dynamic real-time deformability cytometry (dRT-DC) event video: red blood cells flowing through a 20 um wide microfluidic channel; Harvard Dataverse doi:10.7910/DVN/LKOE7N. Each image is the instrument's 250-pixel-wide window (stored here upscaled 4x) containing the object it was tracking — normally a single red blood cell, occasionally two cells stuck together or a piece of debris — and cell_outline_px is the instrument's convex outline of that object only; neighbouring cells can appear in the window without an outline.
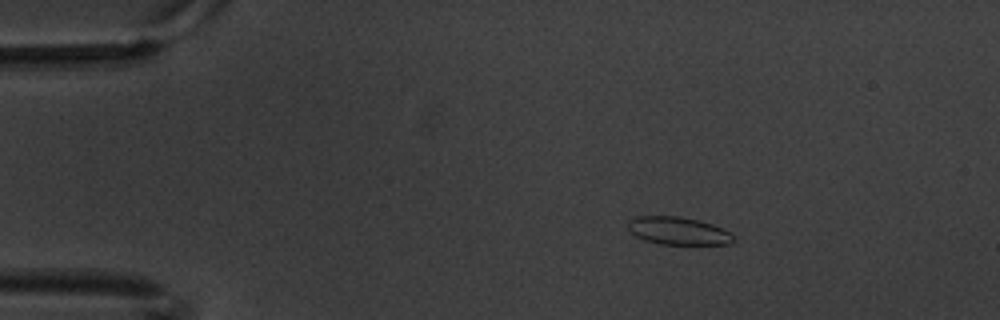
{"species": "common noctule bat (a hibernating species)", "species_latin": "Nyctalus noctula", "temperature_condition": "warm", "stored_images_in_passage": 4, "camera_frame_rate_fps": 3000, "um_per_image_px": 0.085, "animal": {"sex": "male", "body_mass_g": 20.1, "forearm_length_mm": 53.5}, "frame": {"image": 1, "passage_image": 1, "time_ms": 0.0, "image_size_px": [1000, 320], "cell_outline_px": [[736, 240], [728, 244], [660, 244], [644, 240], [636, 236], [628, 228], [628, 220], [636, 216], [680, 216], [712, 224], [732, 232], [736, 236]], "centroid_in_image_um": [57.68, 19.62], "position_along_channel_um": 27.3, "area_um2": 17.17}}